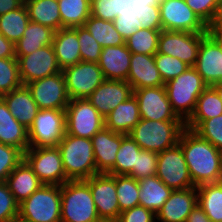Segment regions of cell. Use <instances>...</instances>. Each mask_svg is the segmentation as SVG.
<instances>
[{
  "mask_svg": "<svg viewBox=\"0 0 222 222\" xmlns=\"http://www.w3.org/2000/svg\"><path fill=\"white\" fill-rule=\"evenodd\" d=\"M81 61L98 63L102 47L85 26L77 27Z\"/></svg>",
  "mask_w": 222,
  "mask_h": 222,
  "instance_id": "cell-42",
  "label": "cell"
},
{
  "mask_svg": "<svg viewBox=\"0 0 222 222\" xmlns=\"http://www.w3.org/2000/svg\"><path fill=\"white\" fill-rule=\"evenodd\" d=\"M62 28L84 26L91 16L89 0H58Z\"/></svg>",
  "mask_w": 222,
  "mask_h": 222,
  "instance_id": "cell-34",
  "label": "cell"
},
{
  "mask_svg": "<svg viewBox=\"0 0 222 222\" xmlns=\"http://www.w3.org/2000/svg\"><path fill=\"white\" fill-rule=\"evenodd\" d=\"M132 95L133 89L127 81L105 79L87 99L105 118Z\"/></svg>",
  "mask_w": 222,
  "mask_h": 222,
  "instance_id": "cell-19",
  "label": "cell"
},
{
  "mask_svg": "<svg viewBox=\"0 0 222 222\" xmlns=\"http://www.w3.org/2000/svg\"><path fill=\"white\" fill-rule=\"evenodd\" d=\"M154 60L164 83L178 77L190 66L176 57L156 53Z\"/></svg>",
  "mask_w": 222,
  "mask_h": 222,
  "instance_id": "cell-41",
  "label": "cell"
},
{
  "mask_svg": "<svg viewBox=\"0 0 222 222\" xmlns=\"http://www.w3.org/2000/svg\"><path fill=\"white\" fill-rule=\"evenodd\" d=\"M173 112L184 123L191 117L198 97L208 87L194 67L165 83Z\"/></svg>",
  "mask_w": 222,
  "mask_h": 222,
  "instance_id": "cell-3",
  "label": "cell"
},
{
  "mask_svg": "<svg viewBox=\"0 0 222 222\" xmlns=\"http://www.w3.org/2000/svg\"><path fill=\"white\" fill-rule=\"evenodd\" d=\"M24 159V152L16 147L0 143V182H6L9 174Z\"/></svg>",
  "mask_w": 222,
  "mask_h": 222,
  "instance_id": "cell-43",
  "label": "cell"
},
{
  "mask_svg": "<svg viewBox=\"0 0 222 222\" xmlns=\"http://www.w3.org/2000/svg\"><path fill=\"white\" fill-rule=\"evenodd\" d=\"M85 181L89 184L100 220L116 222L121 212L115 186V175L99 173L85 179Z\"/></svg>",
  "mask_w": 222,
  "mask_h": 222,
  "instance_id": "cell-15",
  "label": "cell"
},
{
  "mask_svg": "<svg viewBox=\"0 0 222 222\" xmlns=\"http://www.w3.org/2000/svg\"><path fill=\"white\" fill-rule=\"evenodd\" d=\"M19 216V204L15 201L6 182H0V222H9Z\"/></svg>",
  "mask_w": 222,
  "mask_h": 222,
  "instance_id": "cell-46",
  "label": "cell"
},
{
  "mask_svg": "<svg viewBox=\"0 0 222 222\" xmlns=\"http://www.w3.org/2000/svg\"><path fill=\"white\" fill-rule=\"evenodd\" d=\"M65 133V110L40 109L28 128L29 147H56L64 138Z\"/></svg>",
  "mask_w": 222,
  "mask_h": 222,
  "instance_id": "cell-7",
  "label": "cell"
},
{
  "mask_svg": "<svg viewBox=\"0 0 222 222\" xmlns=\"http://www.w3.org/2000/svg\"><path fill=\"white\" fill-rule=\"evenodd\" d=\"M29 22L28 12L23 3L19 8L0 15V33L15 45L22 38Z\"/></svg>",
  "mask_w": 222,
  "mask_h": 222,
  "instance_id": "cell-35",
  "label": "cell"
},
{
  "mask_svg": "<svg viewBox=\"0 0 222 222\" xmlns=\"http://www.w3.org/2000/svg\"><path fill=\"white\" fill-rule=\"evenodd\" d=\"M140 146L129 136L122 134L121 146L116 154L114 167L107 173L109 175H128L136 167L137 154Z\"/></svg>",
  "mask_w": 222,
  "mask_h": 222,
  "instance_id": "cell-37",
  "label": "cell"
},
{
  "mask_svg": "<svg viewBox=\"0 0 222 222\" xmlns=\"http://www.w3.org/2000/svg\"><path fill=\"white\" fill-rule=\"evenodd\" d=\"M62 72L70 100L87 98L105 80L98 63L80 61Z\"/></svg>",
  "mask_w": 222,
  "mask_h": 222,
  "instance_id": "cell-13",
  "label": "cell"
},
{
  "mask_svg": "<svg viewBox=\"0 0 222 222\" xmlns=\"http://www.w3.org/2000/svg\"><path fill=\"white\" fill-rule=\"evenodd\" d=\"M61 186L43 184L19 204L18 218L24 222H61Z\"/></svg>",
  "mask_w": 222,
  "mask_h": 222,
  "instance_id": "cell-6",
  "label": "cell"
},
{
  "mask_svg": "<svg viewBox=\"0 0 222 222\" xmlns=\"http://www.w3.org/2000/svg\"><path fill=\"white\" fill-rule=\"evenodd\" d=\"M61 205V222H102L85 180H69L61 185Z\"/></svg>",
  "mask_w": 222,
  "mask_h": 222,
  "instance_id": "cell-5",
  "label": "cell"
},
{
  "mask_svg": "<svg viewBox=\"0 0 222 222\" xmlns=\"http://www.w3.org/2000/svg\"><path fill=\"white\" fill-rule=\"evenodd\" d=\"M6 183L18 204H21L43 185L24 159L9 174Z\"/></svg>",
  "mask_w": 222,
  "mask_h": 222,
  "instance_id": "cell-26",
  "label": "cell"
},
{
  "mask_svg": "<svg viewBox=\"0 0 222 222\" xmlns=\"http://www.w3.org/2000/svg\"><path fill=\"white\" fill-rule=\"evenodd\" d=\"M57 147L69 180H85L97 174L91 139L65 133Z\"/></svg>",
  "mask_w": 222,
  "mask_h": 222,
  "instance_id": "cell-4",
  "label": "cell"
},
{
  "mask_svg": "<svg viewBox=\"0 0 222 222\" xmlns=\"http://www.w3.org/2000/svg\"><path fill=\"white\" fill-rule=\"evenodd\" d=\"M55 30L48 26L29 22L22 38L15 44V56H25L41 49L43 46L51 45Z\"/></svg>",
  "mask_w": 222,
  "mask_h": 222,
  "instance_id": "cell-30",
  "label": "cell"
},
{
  "mask_svg": "<svg viewBox=\"0 0 222 222\" xmlns=\"http://www.w3.org/2000/svg\"><path fill=\"white\" fill-rule=\"evenodd\" d=\"M97 174L108 173L116 162V154L122 142V134L104 127L92 138Z\"/></svg>",
  "mask_w": 222,
  "mask_h": 222,
  "instance_id": "cell-22",
  "label": "cell"
},
{
  "mask_svg": "<svg viewBox=\"0 0 222 222\" xmlns=\"http://www.w3.org/2000/svg\"><path fill=\"white\" fill-rule=\"evenodd\" d=\"M39 109L65 110L70 102L63 72L26 84Z\"/></svg>",
  "mask_w": 222,
  "mask_h": 222,
  "instance_id": "cell-14",
  "label": "cell"
},
{
  "mask_svg": "<svg viewBox=\"0 0 222 222\" xmlns=\"http://www.w3.org/2000/svg\"><path fill=\"white\" fill-rule=\"evenodd\" d=\"M214 21H222V0H220L219 9H218V12Z\"/></svg>",
  "mask_w": 222,
  "mask_h": 222,
  "instance_id": "cell-58",
  "label": "cell"
},
{
  "mask_svg": "<svg viewBox=\"0 0 222 222\" xmlns=\"http://www.w3.org/2000/svg\"><path fill=\"white\" fill-rule=\"evenodd\" d=\"M159 10L162 30L208 33V26L185 0H160Z\"/></svg>",
  "mask_w": 222,
  "mask_h": 222,
  "instance_id": "cell-11",
  "label": "cell"
},
{
  "mask_svg": "<svg viewBox=\"0 0 222 222\" xmlns=\"http://www.w3.org/2000/svg\"><path fill=\"white\" fill-rule=\"evenodd\" d=\"M158 153L141 149L137 154L136 167L128 174L136 180L156 175Z\"/></svg>",
  "mask_w": 222,
  "mask_h": 222,
  "instance_id": "cell-45",
  "label": "cell"
},
{
  "mask_svg": "<svg viewBox=\"0 0 222 222\" xmlns=\"http://www.w3.org/2000/svg\"><path fill=\"white\" fill-rule=\"evenodd\" d=\"M24 160L45 185H63L68 182L63 167L62 156L56 147H29L24 152Z\"/></svg>",
  "mask_w": 222,
  "mask_h": 222,
  "instance_id": "cell-8",
  "label": "cell"
},
{
  "mask_svg": "<svg viewBox=\"0 0 222 222\" xmlns=\"http://www.w3.org/2000/svg\"><path fill=\"white\" fill-rule=\"evenodd\" d=\"M141 29L162 30L159 4L143 5L136 11Z\"/></svg>",
  "mask_w": 222,
  "mask_h": 222,
  "instance_id": "cell-48",
  "label": "cell"
},
{
  "mask_svg": "<svg viewBox=\"0 0 222 222\" xmlns=\"http://www.w3.org/2000/svg\"><path fill=\"white\" fill-rule=\"evenodd\" d=\"M91 15L103 20L114 21L116 7L114 0H93L91 2Z\"/></svg>",
  "mask_w": 222,
  "mask_h": 222,
  "instance_id": "cell-51",
  "label": "cell"
},
{
  "mask_svg": "<svg viewBox=\"0 0 222 222\" xmlns=\"http://www.w3.org/2000/svg\"><path fill=\"white\" fill-rule=\"evenodd\" d=\"M184 129L182 120L140 119L128 135L141 149L159 153L175 146Z\"/></svg>",
  "mask_w": 222,
  "mask_h": 222,
  "instance_id": "cell-2",
  "label": "cell"
},
{
  "mask_svg": "<svg viewBox=\"0 0 222 222\" xmlns=\"http://www.w3.org/2000/svg\"><path fill=\"white\" fill-rule=\"evenodd\" d=\"M127 82L133 90L164 86L154 55L132 53Z\"/></svg>",
  "mask_w": 222,
  "mask_h": 222,
  "instance_id": "cell-21",
  "label": "cell"
},
{
  "mask_svg": "<svg viewBox=\"0 0 222 222\" xmlns=\"http://www.w3.org/2000/svg\"><path fill=\"white\" fill-rule=\"evenodd\" d=\"M84 26L102 48L125 44L124 38L115 29L113 21L90 16Z\"/></svg>",
  "mask_w": 222,
  "mask_h": 222,
  "instance_id": "cell-36",
  "label": "cell"
},
{
  "mask_svg": "<svg viewBox=\"0 0 222 222\" xmlns=\"http://www.w3.org/2000/svg\"><path fill=\"white\" fill-rule=\"evenodd\" d=\"M222 114V101L216 91L208 86L198 97L191 117L185 122V128L195 130L204 120Z\"/></svg>",
  "mask_w": 222,
  "mask_h": 222,
  "instance_id": "cell-31",
  "label": "cell"
},
{
  "mask_svg": "<svg viewBox=\"0 0 222 222\" xmlns=\"http://www.w3.org/2000/svg\"><path fill=\"white\" fill-rule=\"evenodd\" d=\"M140 119L139 104L133 94L105 117V127L113 132L128 135Z\"/></svg>",
  "mask_w": 222,
  "mask_h": 222,
  "instance_id": "cell-27",
  "label": "cell"
},
{
  "mask_svg": "<svg viewBox=\"0 0 222 222\" xmlns=\"http://www.w3.org/2000/svg\"><path fill=\"white\" fill-rule=\"evenodd\" d=\"M66 113V134L91 139L105 127V118L87 98L70 100Z\"/></svg>",
  "mask_w": 222,
  "mask_h": 222,
  "instance_id": "cell-9",
  "label": "cell"
},
{
  "mask_svg": "<svg viewBox=\"0 0 222 222\" xmlns=\"http://www.w3.org/2000/svg\"><path fill=\"white\" fill-rule=\"evenodd\" d=\"M116 222H156V214L143 206H135L120 213Z\"/></svg>",
  "mask_w": 222,
  "mask_h": 222,
  "instance_id": "cell-50",
  "label": "cell"
},
{
  "mask_svg": "<svg viewBox=\"0 0 222 222\" xmlns=\"http://www.w3.org/2000/svg\"><path fill=\"white\" fill-rule=\"evenodd\" d=\"M22 85L17 58H0V97Z\"/></svg>",
  "mask_w": 222,
  "mask_h": 222,
  "instance_id": "cell-40",
  "label": "cell"
},
{
  "mask_svg": "<svg viewBox=\"0 0 222 222\" xmlns=\"http://www.w3.org/2000/svg\"><path fill=\"white\" fill-rule=\"evenodd\" d=\"M189 175L195 187L222 181V152L193 130L185 128L179 138Z\"/></svg>",
  "mask_w": 222,
  "mask_h": 222,
  "instance_id": "cell-1",
  "label": "cell"
},
{
  "mask_svg": "<svg viewBox=\"0 0 222 222\" xmlns=\"http://www.w3.org/2000/svg\"><path fill=\"white\" fill-rule=\"evenodd\" d=\"M0 58H16L15 45L0 33Z\"/></svg>",
  "mask_w": 222,
  "mask_h": 222,
  "instance_id": "cell-53",
  "label": "cell"
},
{
  "mask_svg": "<svg viewBox=\"0 0 222 222\" xmlns=\"http://www.w3.org/2000/svg\"><path fill=\"white\" fill-rule=\"evenodd\" d=\"M7 104L11 114L27 129L32 125L39 107L32 98L31 92L26 85L12 90L1 96Z\"/></svg>",
  "mask_w": 222,
  "mask_h": 222,
  "instance_id": "cell-24",
  "label": "cell"
},
{
  "mask_svg": "<svg viewBox=\"0 0 222 222\" xmlns=\"http://www.w3.org/2000/svg\"><path fill=\"white\" fill-rule=\"evenodd\" d=\"M0 143L25 152L29 148L28 129L20 124L0 97Z\"/></svg>",
  "mask_w": 222,
  "mask_h": 222,
  "instance_id": "cell-28",
  "label": "cell"
},
{
  "mask_svg": "<svg viewBox=\"0 0 222 222\" xmlns=\"http://www.w3.org/2000/svg\"><path fill=\"white\" fill-rule=\"evenodd\" d=\"M208 33L222 45V21H213L208 26Z\"/></svg>",
  "mask_w": 222,
  "mask_h": 222,
  "instance_id": "cell-56",
  "label": "cell"
},
{
  "mask_svg": "<svg viewBox=\"0 0 222 222\" xmlns=\"http://www.w3.org/2000/svg\"><path fill=\"white\" fill-rule=\"evenodd\" d=\"M186 222H212L197 204L187 217Z\"/></svg>",
  "mask_w": 222,
  "mask_h": 222,
  "instance_id": "cell-54",
  "label": "cell"
},
{
  "mask_svg": "<svg viewBox=\"0 0 222 222\" xmlns=\"http://www.w3.org/2000/svg\"><path fill=\"white\" fill-rule=\"evenodd\" d=\"M9 222H24L22 220H20L19 218L15 219V220H12V221H9Z\"/></svg>",
  "mask_w": 222,
  "mask_h": 222,
  "instance_id": "cell-59",
  "label": "cell"
},
{
  "mask_svg": "<svg viewBox=\"0 0 222 222\" xmlns=\"http://www.w3.org/2000/svg\"><path fill=\"white\" fill-rule=\"evenodd\" d=\"M17 61L23 85L62 72L52 44L43 46L31 54L20 56Z\"/></svg>",
  "mask_w": 222,
  "mask_h": 222,
  "instance_id": "cell-16",
  "label": "cell"
},
{
  "mask_svg": "<svg viewBox=\"0 0 222 222\" xmlns=\"http://www.w3.org/2000/svg\"><path fill=\"white\" fill-rule=\"evenodd\" d=\"M185 2L209 26L216 18L220 0H185Z\"/></svg>",
  "mask_w": 222,
  "mask_h": 222,
  "instance_id": "cell-47",
  "label": "cell"
},
{
  "mask_svg": "<svg viewBox=\"0 0 222 222\" xmlns=\"http://www.w3.org/2000/svg\"><path fill=\"white\" fill-rule=\"evenodd\" d=\"M131 54L126 44L102 48L98 65L104 79L127 81Z\"/></svg>",
  "mask_w": 222,
  "mask_h": 222,
  "instance_id": "cell-23",
  "label": "cell"
},
{
  "mask_svg": "<svg viewBox=\"0 0 222 222\" xmlns=\"http://www.w3.org/2000/svg\"><path fill=\"white\" fill-rule=\"evenodd\" d=\"M139 104L141 119L181 120L173 112L165 86L133 90Z\"/></svg>",
  "mask_w": 222,
  "mask_h": 222,
  "instance_id": "cell-17",
  "label": "cell"
},
{
  "mask_svg": "<svg viewBox=\"0 0 222 222\" xmlns=\"http://www.w3.org/2000/svg\"><path fill=\"white\" fill-rule=\"evenodd\" d=\"M197 188L198 205L212 222H222V181Z\"/></svg>",
  "mask_w": 222,
  "mask_h": 222,
  "instance_id": "cell-33",
  "label": "cell"
},
{
  "mask_svg": "<svg viewBox=\"0 0 222 222\" xmlns=\"http://www.w3.org/2000/svg\"><path fill=\"white\" fill-rule=\"evenodd\" d=\"M116 15L133 13L143 5L159 4L160 0H114Z\"/></svg>",
  "mask_w": 222,
  "mask_h": 222,
  "instance_id": "cell-52",
  "label": "cell"
},
{
  "mask_svg": "<svg viewBox=\"0 0 222 222\" xmlns=\"http://www.w3.org/2000/svg\"><path fill=\"white\" fill-rule=\"evenodd\" d=\"M160 33L161 30L138 29L125 40V44L131 53L155 55Z\"/></svg>",
  "mask_w": 222,
  "mask_h": 222,
  "instance_id": "cell-39",
  "label": "cell"
},
{
  "mask_svg": "<svg viewBox=\"0 0 222 222\" xmlns=\"http://www.w3.org/2000/svg\"><path fill=\"white\" fill-rule=\"evenodd\" d=\"M193 67L208 86L222 82V45L209 33L201 40Z\"/></svg>",
  "mask_w": 222,
  "mask_h": 222,
  "instance_id": "cell-18",
  "label": "cell"
},
{
  "mask_svg": "<svg viewBox=\"0 0 222 222\" xmlns=\"http://www.w3.org/2000/svg\"><path fill=\"white\" fill-rule=\"evenodd\" d=\"M23 3V0H0V15L19 8Z\"/></svg>",
  "mask_w": 222,
  "mask_h": 222,
  "instance_id": "cell-55",
  "label": "cell"
},
{
  "mask_svg": "<svg viewBox=\"0 0 222 222\" xmlns=\"http://www.w3.org/2000/svg\"><path fill=\"white\" fill-rule=\"evenodd\" d=\"M194 132L222 152V114L204 120Z\"/></svg>",
  "mask_w": 222,
  "mask_h": 222,
  "instance_id": "cell-44",
  "label": "cell"
},
{
  "mask_svg": "<svg viewBox=\"0 0 222 222\" xmlns=\"http://www.w3.org/2000/svg\"><path fill=\"white\" fill-rule=\"evenodd\" d=\"M156 175L173 190L195 187L179 143L158 153Z\"/></svg>",
  "mask_w": 222,
  "mask_h": 222,
  "instance_id": "cell-10",
  "label": "cell"
},
{
  "mask_svg": "<svg viewBox=\"0 0 222 222\" xmlns=\"http://www.w3.org/2000/svg\"><path fill=\"white\" fill-rule=\"evenodd\" d=\"M211 87L216 91L218 97L222 101V82L216 83V84L212 85Z\"/></svg>",
  "mask_w": 222,
  "mask_h": 222,
  "instance_id": "cell-57",
  "label": "cell"
},
{
  "mask_svg": "<svg viewBox=\"0 0 222 222\" xmlns=\"http://www.w3.org/2000/svg\"><path fill=\"white\" fill-rule=\"evenodd\" d=\"M52 46L61 70L81 61L77 27L55 31Z\"/></svg>",
  "mask_w": 222,
  "mask_h": 222,
  "instance_id": "cell-25",
  "label": "cell"
},
{
  "mask_svg": "<svg viewBox=\"0 0 222 222\" xmlns=\"http://www.w3.org/2000/svg\"><path fill=\"white\" fill-rule=\"evenodd\" d=\"M115 29L120 33L124 40L141 29V22L136 17V11L133 13L119 14L113 21Z\"/></svg>",
  "mask_w": 222,
  "mask_h": 222,
  "instance_id": "cell-49",
  "label": "cell"
},
{
  "mask_svg": "<svg viewBox=\"0 0 222 222\" xmlns=\"http://www.w3.org/2000/svg\"><path fill=\"white\" fill-rule=\"evenodd\" d=\"M31 22L48 26L58 31L62 28L58 0L24 1Z\"/></svg>",
  "mask_w": 222,
  "mask_h": 222,
  "instance_id": "cell-32",
  "label": "cell"
},
{
  "mask_svg": "<svg viewBox=\"0 0 222 222\" xmlns=\"http://www.w3.org/2000/svg\"><path fill=\"white\" fill-rule=\"evenodd\" d=\"M139 182V205L153 211L155 214L170 197L173 189L163 183L157 175L145 177Z\"/></svg>",
  "mask_w": 222,
  "mask_h": 222,
  "instance_id": "cell-29",
  "label": "cell"
},
{
  "mask_svg": "<svg viewBox=\"0 0 222 222\" xmlns=\"http://www.w3.org/2000/svg\"><path fill=\"white\" fill-rule=\"evenodd\" d=\"M120 212L139 205V182L128 175H115Z\"/></svg>",
  "mask_w": 222,
  "mask_h": 222,
  "instance_id": "cell-38",
  "label": "cell"
},
{
  "mask_svg": "<svg viewBox=\"0 0 222 222\" xmlns=\"http://www.w3.org/2000/svg\"><path fill=\"white\" fill-rule=\"evenodd\" d=\"M198 204L196 187L173 190L156 214L157 222H186L192 209Z\"/></svg>",
  "mask_w": 222,
  "mask_h": 222,
  "instance_id": "cell-20",
  "label": "cell"
},
{
  "mask_svg": "<svg viewBox=\"0 0 222 222\" xmlns=\"http://www.w3.org/2000/svg\"><path fill=\"white\" fill-rule=\"evenodd\" d=\"M207 34L161 30L157 53L176 57L193 67L197 60L201 40Z\"/></svg>",
  "mask_w": 222,
  "mask_h": 222,
  "instance_id": "cell-12",
  "label": "cell"
}]
</instances>
